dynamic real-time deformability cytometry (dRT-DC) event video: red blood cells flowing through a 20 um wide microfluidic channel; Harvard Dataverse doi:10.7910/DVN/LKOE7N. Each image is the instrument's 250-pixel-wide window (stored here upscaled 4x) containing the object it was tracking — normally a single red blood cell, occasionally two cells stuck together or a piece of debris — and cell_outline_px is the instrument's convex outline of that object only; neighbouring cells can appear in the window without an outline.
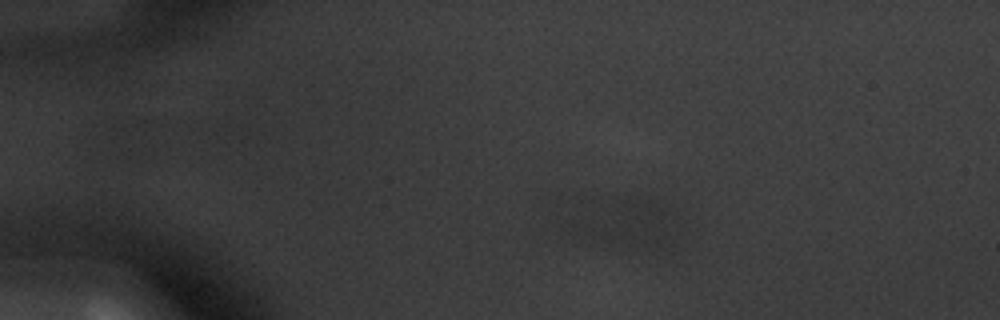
{"species": "common noctule bat (a hibernating species)", "species_latin": "Nyctalus noctula", "temperature_condition": "warm", "stored_images_in_passage": 15, "segment_of_instrument_passage": [1, 2], "camera_frame_rate_fps": 3000, "um_per_image_px": 0.085, "animal": {"sex": "male", "body_mass_g": 20.1, "forearm_length_mm": 53.5}, "frame": {"image": 1, "passage_image": 11, "time_ms": 3.333, "image_size_px": [1000, 320], "cell_outline_px": [[672, 248], [648, 248], [584, 240], [572, 236], [560, 228], [576, 220], [620, 200], [648, 200], [672, 212]], "centroid_in_image_um": [53.24, 19.14], "position_along_channel_um": 31.8, "area_um2": 27.74}}